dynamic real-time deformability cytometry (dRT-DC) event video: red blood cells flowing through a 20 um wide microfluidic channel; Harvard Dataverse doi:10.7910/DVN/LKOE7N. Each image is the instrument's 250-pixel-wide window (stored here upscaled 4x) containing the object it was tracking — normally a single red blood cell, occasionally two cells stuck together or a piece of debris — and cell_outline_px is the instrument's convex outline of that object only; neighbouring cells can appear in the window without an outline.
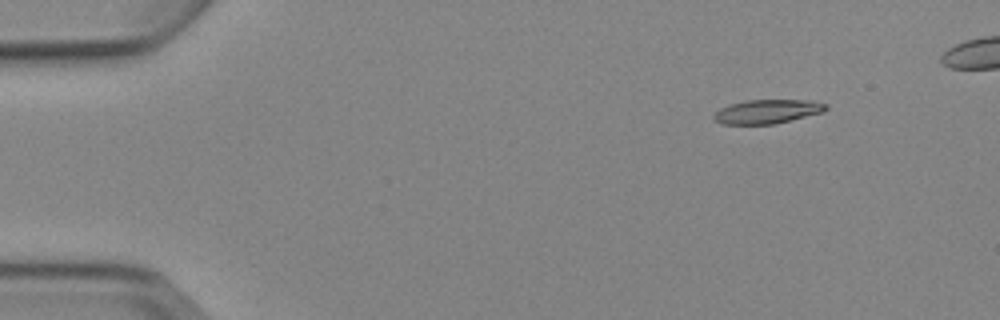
{"species": "Egyptian fruit bat (a non-hibernating species)", "species_latin": "Rousettus aegyptiacus", "temperature_condition": "cold", "stored_images_in_passage": 6, "camera_frame_rate_fps": 3000, "um_per_image_px": 0.085, "animal": {"sex": "female"}, "frame": {"image": 1, "passage_image": 2, "time_ms": 1.333, "image_size_px": [1000, 320], "cell_outline_px": [[828, 108], [824, 112], [772, 124], [720, 124], [712, 116], [720, 108], [728, 104], [744, 100], [808, 100], [828, 104]], "centroid_in_image_um": [65.21, 9.47], "position_along_channel_um": 19.8, "area_um2": 15.66}}
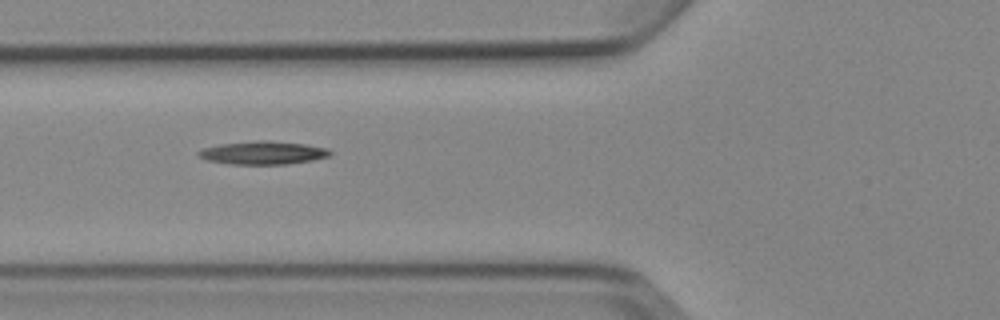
{"frame": {"image": 2, "passage_image": 6, "time_ms": 6.0, "image_size_px": [1000, 320], "cell_outline_px": [[332, 152], [328, 156], [312, 160], [288, 164], [228, 164], [208, 160], [200, 156], [196, 152], [204, 148], [220, 144], [256, 140], [268, 140], [304, 144], [328, 148]], "centroid_in_image_um": [22.36, 12.98], "position_along_channel_um": 103.4, "area_um2": 17.69}}